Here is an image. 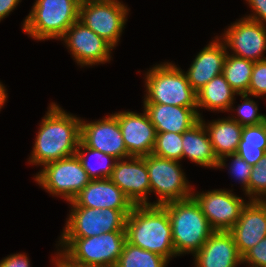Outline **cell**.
I'll list each match as a JSON object with an SVG mask.
<instances>
[{"label":"cell","instance_id":"cell-1","mask_svg":"<svg viewBox=\"0 0 266 267\" xmlns=\"http://www.w3.org/2000/svg\"><path fill=\"white\" fill-rule=\"evenodd\" d=\"M39 123L29 165L43 166L76 154L81 134V117L64 110L56 102H50Z\"/></svg>","mask_w":266,"mask_h":267},{"label":"cell","instance_id":"cell-2","mask_svg":"<svg viewBox=\"0 0 266 267\" xmlns=\"http://www.w3.org/2000/svg\"><path fill=\"white\" fill-rule=\"evenodd\" d=\"M126 241L172 260L176 257L172 226L161 205H134L126 218Z\"/></svg>","mask_w":266,"mask_h":267},{"label":"cell","instance_id":"cell-3","mask_svg":"<svg viewBox=\"0 0 266 267\" xmlns=\"http://www.w3.org/2000/svg\"><path fill=\"white\" fill-rule=\"evenodd\" d=\"M56 242L58 266H116L126 234L113 231L86 238H59Z\"/></svg>","mask_w":266,"mask_h":267},{"label":"cell","instance_id":"cell-4","mask_svg":"<svg viewBox=\"0 0 266 267\" xmlns=\"http://www.w3.org/2000/svg\"><path fill=\"white\" fill-rule=\"evenodd\" d=\"M168 213L176 257L193 256L214 232L193 197L161 205Z\"/></svg>","mask_w":266,"mask_h":267},{"label":"cell","instance_id":"cell-5","mask_svg":"<svg viewBox=\"0 0 266 267\" xmlns=\"http://www.w3.org/2000/svg\"><path fill=\"white\" fill-rule=\"evenodd\" d=\"M143 103H159L197 109V94L184 71L175 63H157L143 74Z\"/></svg>","mask_w":266,"mask_h":267},{"label":"cell","instance_id":"cell-6","mask_svg":"<svg viewBox=\"0 0 266 267\" xmlns=\"http://www.w3.org/2000/svg\"><path fill=\"white\" fill-rule=\"evenodd\" d=\"M79 6L76 0H35L22 31L37 41L60 40L79 20Z\"/></svg>","mask_w":266,"mask_h":267},{"label":"cell","instance_id":"cell-7","mask_svg":"<svg viewBox=\"0 0 266 267\" xmlns=\"http://www.w3.org/2000/svg\"><path fill=\"white\" fill-rule=\"evenodd\" d=\"M180 163L154 154L146 156L150 195L153 193L157 196L150 205H163L192 197L194 186L188 181Z\"/></svg>","mask_w":266,"mask_h":267},{"label":"cell","instance_id":"cell-8","mask_svg":"<svg viewBox=\"0 0 266 267\" xmlns=\"http://www.w3.org/2000/svg\"><path fill=\"white\" fill-rule=\"evenodd\" d=\"M34 181L53 197L71 202L91 181L77 155L49 162L34 175Z\"/></svg>","mask_w":266,"mask_h":267},{"label":"cell","instance_id":"cell-9","mask_svg":"<svg viewBox=\"0 0 266 267\" xmlns=\"http://www.w3.org/2000/svg\"><path fill=\"white\" fill-rule=\"evenodd\" d=\"M129 12L128 5L120 0H89L79 6V21L115 49Z\"/></svg>","mask_w":266,"mask_h":267},{"label":"cell","instance_id":"cell-10","mask_svg":"<svg viewBox=\"0 0 266 267\" xmlns=\"http://www.w3.org/2000/svg\"><path fill=\"white\" fill-rule=\"evenodd\" d=\"M59 238H86L113 231H125L127 216L110 208L70 207Z\"/></svg>","mask_w":266,"mask_h":267},{"label":"cell","instance_id":"cell-11","mask_svg":"<svg viewBox=\"0 0 266 267\" xmlns=\"http://www.w3.org/2000/svg\"><path fill=\"white\" fill-rule=\"evenodd\" d=\"M233 190L212 189L206 192L195 191L192 197L199 204L214 231H229L238 221L244 206L249 200L235 195Z\"/></svg>","mask_w":266,"mask_h":267},{"label":"cell","instance_id":"cell-12","mask_svg":"<svg viewBox=\"0 0 266 267\" xmlns=\"http://www.w3.org/2000/svg\"><path fill=\"white\" fill-rule=\"evenodd\" d=\"M81 68L110 63L114 48L79 20L60 39Z\"/></svg>","mask_w":266,"mask_h":267},{"label":"cell","instance_id":"cell-13","mask_svg":"<svg viewBox=\"0 0 266 267\" xmlns=\"http://www.w3.org/2000/svg\"><path fill=\"white\" fill-rule=\"evenodd\" d=\"M218 37L227 53L257 62L266 59V25L245 17L236 19ZM231 50V52H229Z\"/></svg>","mask_w":266,"mask_h":267},{"label":"cell","instance_id":"cell-14","mask_svg":"<svg viewBox=\"0 0 266 267\" xmlns=\"http://www.w3.org/2000/svg\"><path fill=\"white\" fill-rule=\"evenodd\" d=\"M80 140L87 147L101 151L117 160L128 157L120 126L113 112L95 121L82 118Z\"/></svg>","mask_w":266,"mask_h":267},{"label":"cell","instance_id":"cell-15","mask_svg":"<svg viewBox=\"0 0 266 267\" xmlns=\"http://www.w3.org/2000/svg\"><path fill=\"white\" fill-rule=\"evenodd\" d=\"M133 205H150V181L145 157H127L116 161L109 178Z\"/></svg>","mask_w":266,"mask_h":267},{"label":"cell","instance_id":"cell-16","mask_svg":"<svg viewBox=\"0 0 266 267\" xmlns=\"http://www.w3.org/2000/svg\"><path fill=\"white\" fill-rule=\"evenodd\" d=\"M118 120L128 157H145L152 154L156 129L151 123L147 112L119 111L113 113Z\"/></svg>","mask_w":266,"mask_h":267},{"label":"cell","instance_id":"cell-17","mask_svg":"<svg viewBox=\"0 0 266 267\" xmlns=\"http://www.w3.org/2000/svg\"><path fill=\"white\" fill-rule=\"evenodd\" d=\"M68 205L70 207L121 210L126 216L130 214L134 206L123 191L109 178L91 180L71 202H68Z\"/></svg>","mask_w":266,"mask_h":267},{"label":"cell","instance_id":"cell-18","mask_svg":"<svg viewBox=\"0 0 266 267\" xmlns=\"http://www.w3.org/2000/svg\"><path fill=\"white\" fill-rule=\"evenodd\" d=\"M229 232L239 254L243 256L266 237V206L260 200H249Z\"/></svg>","mask_w":266,"mask_h":267},{"label":"cell","instance_id":"cell-19","mask_svg":"<svg viewBox=\"0 0 266 267\" xmlns=\"http://www.w3.org/2000/svg\"><path fill=\"white\" fill-rule=\"evenodd\" d=\"M226 56L225 44L218 35L197 53L188 70L184 71L187 80L196 92L211 79L222 74Z\"/></svg>","mask_w":266,"mask_h":267},{"label":"cell","instance_id":"cell-20","mask_svg":"<svg viewBox=\"0 0 266 267\" xmlns=\"http://www.w3.org/2000/svg\"><path fill=\"white\" fill-rule=\"evenodd\" d=\"M194 267H238L242 256L229 231H214L193 255Z\"/></svg>","mask_w":266,"mask_h":267},{"label":"cell","instance_id":"cell-21","mask_svg":"<svg viewBox=\"0 0 266 267\" xmlns=\"http://www.w3.org/2000/svg\"><path fill=\"white\" fill-rule=\"evenodd\" d=\"M156 133H183L200 121L197 109L159 103H143Z\"/></svg>","mask_w":266,"mask_h":267},{"label":"cell","instance_id":"cell-22","mask_svg":"<svg viewBox=\"0 0 266 267\" xmlns=\"http://www.w3.org/2000/svg\"><path fill=\"white\" fill-rule=\"evenodd\" d=\"M182 160L187 158L200 167L216 169L218 159L209 135L201 121L182 133Z\"/></svg>","mask_w":266,"mask_h":267},{"label":"cell","instance_id":"cell-23","mask_svg":"<svg viewBox=\"0 0 266 267\" xmlns=\"http://www.w3.org/2000/svg\"><path fill=\"white\" fill-rule=\"evenodd\" d=\"M200 118L211 140L212 147L217 159L224 156L236 154L238 144L241 140L243 126L228 117L208 120Z\"/></svg>","mask_w":266,"mask_h":267},{"label":"cell","instance_id":"cell-24","mask_svg":"<svg viewBox=\"0 0 266 267\" xmlns=\"http://www.w3.org/2000/svg\"><path fill=\"white\" fill-rule=\"evenodd\" d=\"M196 94L197 110L200 118L203 117L200 109L228 113L234 99H236L235 96H238L222 74L211 79Z\"/></svg>","mask_w":266,"mask_h":267},{"label":"cell","instance_id":"cell-25","mask_svg":"<svg viewBox=\"0 0 266 267\" xmlns=\"http://www.w3.org/2000/svg\"><path fill=\"white\" fill-rule=\"evenodd\" d=\"M266 153V122L244 126L236 154L251 166Z\"/></svg>","mask_w":266,"mask_h":267},{"label":"cell","instance_id":"cell-26","mask_svg":"<svg viewBox=\"0 0 266 267\" xmlns=\"http://www.w3.org/2000/svg\"><path fill=\"white\" fill-rule=\"evenodd\" d=\"M76 155L91 180L110 178L117 161L110 155L87 147L81 140L78 144Z\"/></svg>","mask_w":266,"mask_h":267},{"label":"cell","instance_id":"cell-27","mask_svg":"<svg viewBox=\"0 0 266 267\" xmlns=\"http://www.w3.org/2000/svg\"><path fill=\"white\" fill-rule=\"evenodd\" d=\"M253 67V61L227 53L222 75L237 94H247Z\"/></svg>","mask_w":266,"mask_h":267},{"label":"cell","instance_id":"cell-28","mask_svg":"<svg viewBox=\"0 0 266 267\" xmlns=\"http://www.w3.org/2000/svg\"><path fill=\"white\" fill-rule=\"evenodd\" d=\"M169 262L163 256L126 241L116 267H167Z\"/></svg>","mask_w":266,"mask_h":267},{"label":"cell","instance_id":"cell-29","mask_svg":"<svg viewBox=\"0 0 266 267\" xmlns=\"http://www.w3.org/2000/svg\"><path fill=\"white\" fill-rule=\"evenodd\" d=\"M243 100L241 104H238L237 107L234 106V102L232 103L228 113H234V116L231 114L229 117L235 121H237L241 126H251L258 125L260 123L266 122V114L258 113V101L250 98L248 94H238ZM237 112V114H236Z\"/></svg>","mask_w":266,"mask_h":267},{"label":"cell","instance_id":"cell-30","mask_svg":"<svg viewBox=\"0 0 266 267\" xmlns=\"http://www.w3.org/2000/svg\"><path fill=\"white\" fill-rule=\"evenodd\" d=\"M182 133L163 132L156 134L152 154L159 157L182 161Z\"/></svg>","mask_w":266,"mask_h":267},{"label":"cell","instance_id":"cell-31","mask_svg":"<svg viewBox=\"0 0 266 267\" xmlns=\"http://www.w3.org/2000/svg\"><path fill=\"white\" fill-rule=\"evenodd\" d=\"M228 159H230V161ZM228 161L229 163L227 164L226 162ZM225 168H228V173L231 177L241 184L242 191L244 192L245 197L248 198V182L252 172V166L237 154H232L224 156L218 160L216 170Z\"/></svg>","mask_w":266,"mask_h":267},{"label":"cell","instance_id":"cell-32","mask_svg":"<svg viewBox=\"0 0 266 267\" xmlns=\"http://www.w3.org/2000/svg\"><path fill=\"white\" fill-rule=\"evenodd\" d=\"M266 193V153L252 166L248 182V199L260 200Z\"/></svg>","mask_w":266,"mask_h":267},{"label":"cell","instance_id":"cell-33","mask_svg":"<svg viewBox=\"0 0 266 267\" xmlns=\"http://www.w3.org/2000/svg\"><path fill=\"white\" fill-rule=\"evenodd\" d=\"M247 94L253 98H266V59L254 62Z\"/></svg>","mask_w":266,"mask_h":267},{"label":"cell","instance_id":"cell-34","mask_svg":"<svg viewBox=\"0 0 266 267\" xmlns=\"http://www.w3.org/2000/svg\"><path fill=\"white\" fill-rule=\"evenodd\" d=\"M248 267H266V237L242 256V264Z\"/></svg>","mask_w":266,"mask_h":267},{"label":"cell","instance_id":"cell-35","mask_svg":"<svg viewBox=\"0 0 266 267\" xmlns=\"http://www.w3.org/2000/svg\"><path fill=\"white\" fill-rule=\"evenodd\" d=\"M252 12L245 14V18L266 25V0H244Z\"/></svg>","mask_w":266,"mask_h":267},{"label":"cell","instance_id":"cell-36","mask_svg":"<svg viewBox=\"0 0 266 267\" xmlns=\"http://www.w3.org/2000/svg\"><path fill=\"white\" fill-rule=\"evenodd\" d=\"M31 260L24 252L7 255L0 261V267H31Z\"/></svg>","mask_w":266,"mask_h":267},{"label":"cell","instance_id":"cell-37","mask_svg":"<svg viewBox=\"0 0 266 267\" xmlns=\"http://www.w3.org/2000/svg\"><path fill=\"white\" fill-rule=\"evenodd\" d=\"M22 0H0V22L11 15Z\"/></svg>","mask_w":266,"mask_h":267},{"label":"cell","instance_id":"cell-38","mask_svg":"<svg viewBox=\"0 0 266 267\" xmlns=\"http://www.w3.org/2000/svg\"><path fill=\"white\" fill-rule=\"evenodd\" d=\"M7 88L2 84L0 81V111L5 106V103L7 102L8 93Z\"/></svg>","mask_w":266,"mask_h":267},{"label":"cell","instance_id":"cell-39","mask_svg":"<svg viewBox=\"0 0 266 267\" xmlns=\"http://www.w3.org/2000/svg\"><path fill=\"white\" fill-rule=\"evenodd\" d=\"M51 260H52L51 262L54 263L53 265L55 267H116V266H112V265H106V266H58L55 255L53 256V258Z\"/></svg>","mask_w":266,"mask_h":267},{"label":"cell","instance_id":"cell-40","mask_svg":"<svg viewBox=\"0 0 266 267\" xmlns=\"http://www.w3.org/2000/svg\"><path fill=\"white\" fill-rule=\"evenodd\" d=\"M260 201L266 206V193L263 195V197L260 199Z\"/></svg>","mask_w":266,"mask_h":267},{"label":"cell","instance_id":"cell-41","mask_svg":"<svg viewBox=\"0 0 266 267\" xmlns=\"http://www.w3.org/2000/svg\"><path fill=\"white\" fill-rule=\"evenodd\" d=\"M78 3H85V2H87V1H89V0H76Z\"/></svg>","mask_w":266,"mask_h":267}]
</instances>
